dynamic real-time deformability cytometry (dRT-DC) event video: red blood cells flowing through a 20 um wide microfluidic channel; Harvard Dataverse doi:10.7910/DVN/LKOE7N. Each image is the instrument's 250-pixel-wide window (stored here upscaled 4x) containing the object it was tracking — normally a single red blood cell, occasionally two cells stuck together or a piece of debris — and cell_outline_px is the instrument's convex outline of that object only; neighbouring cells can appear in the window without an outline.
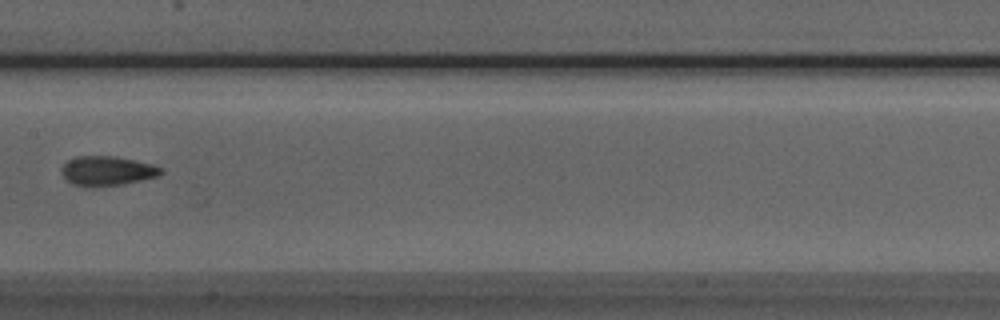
{"species": "Egyptian fruit bat (a non-hibernating species)", "species_latin": "Rousettus aegyptiacus", "temperature_condition": "room temperature", "stored_images_in_passage": 4, "camera_frame_rate_fps": 3000, "um_per_image_px": 0.085, "animal": {"sex": "male"}, "frame": {"image": 1, "passage_image": 4, "time_ms": 3.333, "image_size_px": [1000, 320], "cell_outline_px": [[164, 172], [156, 176], [124, 184], [72, 184], [60, 172], [64, 164], [68, 160], [76, 156], [116, 156], [152, 164], [164, 168]], "centroid_in_image_um": [9.14, 14.47], "position_along_channel_um": 198.3, "area_um2": 16.47}}